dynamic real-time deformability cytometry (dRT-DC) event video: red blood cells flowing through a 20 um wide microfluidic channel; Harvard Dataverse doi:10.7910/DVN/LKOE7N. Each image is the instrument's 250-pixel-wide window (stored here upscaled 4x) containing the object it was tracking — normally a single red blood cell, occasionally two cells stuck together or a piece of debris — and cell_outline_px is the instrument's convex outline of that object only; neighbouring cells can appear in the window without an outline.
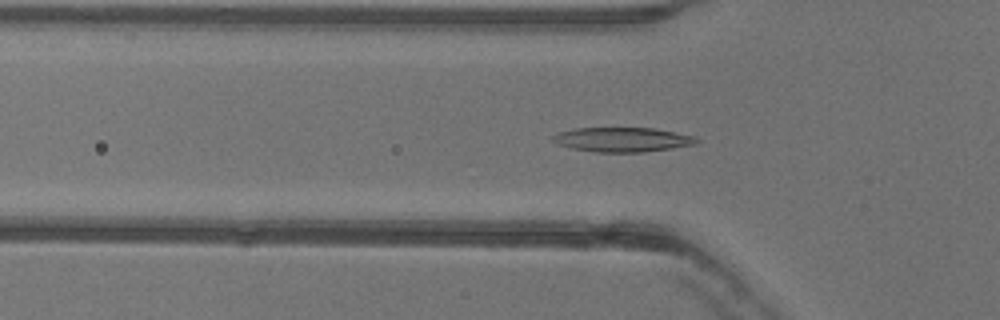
{"species": "common noctule bat (a hibernating species)", "species_latin": "Nyctalus noctula", "temperature_condition": "warm", "stored_images_in_passage": 49, "camera_frame_rate_fps": 3000, "um_per_image_px": 0.085, "animal": {"sex": "female"}, "frame": {"image": 1, "passage_image": 17, "time_ms": 5.333, "image_size_px": [1000, 320], "cell_outline_px": [[700, 140], [696, 144], [672, 148], [640, 152], [596, 152], [572, 148], [560, 144], [552, 140], [552, 136], [556, 132], [576, 128], [656, 128], [696, 136]], "centroid_in_image_um": [52.94, 11.85], "position_along_channel_um": 72.9, "area_um2": 20.52}}
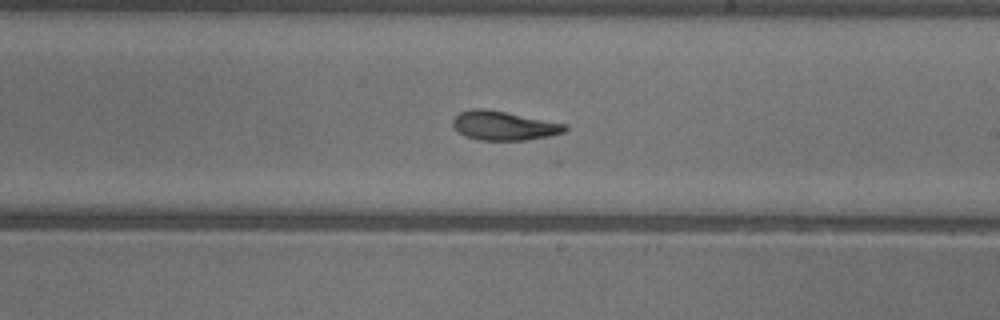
{"frame": {"image": 2, "passage_image": 30, "time_ms": 9.667, "image_size_px": [1000, 320], "cell_outline_px": [[568, 128], [564, 132], [552, 136], [524, 140], [480, 140], [464, 136], [452, 124], [452, 120], [460, 112], [472, 108], [484, 108], [568, 124]], "centroid_in_image_um": [42.85, 10.68], "position_along_channel_um": 246.1, "area_um2": 19.02}}
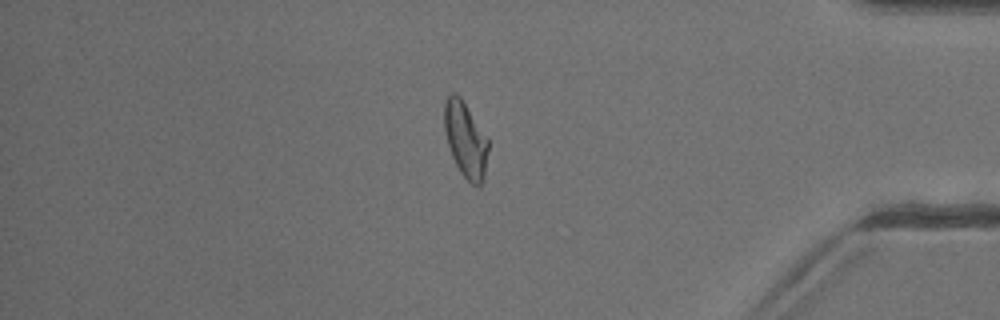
{"frame": {"image": 3, "passage_image": 44, "time_ms": 14.333, "image_size_px": [1000, 320], "cell_outline_px": [[488, 148], [484, 176], [480, 184], [476, 188], [460, 172], [452, 156], [448, 144], [444, 128], [444, 104], [448, 96], [452, 92], [456, 92], [460, 96], [488, 140]], "centroid_in_image_um": [39.55, 11.86], "position_along_channel_um": 395.7, "area_um2": 18.96}}